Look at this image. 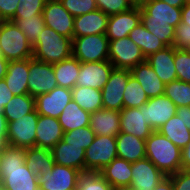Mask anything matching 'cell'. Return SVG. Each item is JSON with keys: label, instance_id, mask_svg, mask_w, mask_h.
Instances as JSON below:
<instances>
[{"label": "cell", "instance_id": "cell-1", "mask_svg": "<svg viewBox=\"0 0 190 190\" xmlns=\"http://www.w3.org/2000/svg\"><path fill=\"white\" fill-rule=\"evenodd\" d=\"M0 185L4 190H40L25 163V148L8 145L0 153Z\"/></svg>", "mask_w": 190, "mask_h": 190}, {"label": "cell", "instance_id": "cell-2", "mask_svg": "<svg viewBox=\"0 0 190 190\" xmlns=\"http://www.w3.org/2000/svg\"><path fill=\"white\" fill-rule=\"evenodd\" d=\"M145 148L146 158L166 176L182 170L181 149L157 130L146 139Z\"/></svg>", "mask_w": 190, "mask_h": 190}, {"label": "cell", "instance_id": "cell-3", "mask_svg": "<svg viewBox=\"0 0 190 190\" xmlns=\"http://www.w3.org/2000/svg\"><path fill=\"white\" fill-rule=\"evenodd\" d=\"M33 46V58L55 64L72 56V39L45 26Z\"/></svg>", "mask_w": 190, "mask_h": 190}, {"label": "cell", "instance_id": "cell-4", "mask_svg": "<svg viewBox=\"0 0 190 190\" xmlns=\"http://www.w3.org/2000/svg\"><path fill=\"white\" fill-rule=\"evenodd\" d=\"M0 52L10 61L33 58V46L15 22L4 21L0 25Z\"/></svg>", "mask_w": 190, "mask_h": 190}, {"label": "cell", "instance_id": "cell-5", "mask_svg": "<svg viewBox=\"0 0 190 190\" xmlns=\"http://www.w3.org/2000/svg\"><path fill=\"white\" fill-rule=\"evenodd\" d=\"M117 156L116 137L96 135L85 150V173H99Z\"/></svg>", "mask_w": 190, "mask_h": 190}, {"label": "cell", "instance_id": "cell-6", "mask_svg": "<svg viewBox=\"0 0 190 190\" xmlns=\"http://www.w3.org/2000/svg\"><path fill=\"white\" fill-rule=\"evenodd\" d=\"M72 55L80 62L108 60L109 40L106 34L73 37Z\"/></svg>", "mask_w": 190, "mask_h": 190}, {"label": "cell", "instance_id": "cell-7", "mask_svg": "<svg viewBox=\"0 0 190 190\" xmlns=\"http://www.w3.org/2000/svg\"><path fill=\"white\" fill-rule=\"evenodd\" d=\"M108 60L116 69L131 70L146 61L141 48L129 36L109 41Z\"/></svg>", "mask_w": 190, "mask_h": 190}, {"label": "cell", "instance_id": "cell-8", "mask_svg": "<svg viewBox=\"0 0 190 190\" xmlns=\"http://www.w3.org/2000/svg\"><path fill=\"white\" fill-rule=\"evenodd\" d=\"M38 119L39 114L35 109L19 119L8 122L6 134L8 145L25 149L35 147Z\"/></svg>", "mask_w": 190, "mask_h": 190}, {"label": "cell", "instance_id": "cell-9", "mask_svg": "<svg viewBox=\"0 0 190 190\" xmlns=\"http://www.w3.org/2000/svg\"><path fill=\"white\" fill-rule=\"evenodd\" d=\"M28 94L34 98L57 87L53 64L29 58Z\"/></svg>", "mask_w": 190, "mask_h": 190}, {"label": "cell", "instance_id": "cell-10", "mask_svg": "<svg viewBox=\"0 0 190 190\" xmlns=\"http://www.w3.org/2000/svg\"><path fill=\"white\" fill-rule=\"evenodd\" d=\"M81 172L75 168L55 164L53 169L37 177L40 190H76Z\"/></svg>", "mask_w": 190, "mask_h": 190}, {"label": "cell", "instance_id": "cell-11", "mask_svg": "<svg viewBox=\"0 0 190 190\" xmlns=\"http://www.w3.org/2000/svg\"><path fill=\"white\" fill-rule=\"evenodd\" d=\"M130 75L129 69H113L107 83L101 90L103 109L118 112L123 109V93Z\"/></svg>", "mask_w": 190, "mask_h": 190}, {"label": "cell", "instance_id": "cell-12", "mask_svg": "<svg viewBox=\"0 0 190 190\" xmlns=\"http://www.w3.org/2000/svg\"><path fill=\"white\" fill-rule=\"evenodd\" d=\"M42 15L47 27L73 40L75 17L63 7L59 0H46Z\"/></svg>", "mask_w": 190, "mask_h": 190}, {"label": "cell", "instance_id": "cell-13", "mask_svg": "<svg viewBox=\"0 0 190 190\" xmlns=\"http://www.w3.org/2000/svg\"><path fill=\"white\" fill-rule=\"evenodd\" d=\"M114 66L109 60L99 62H80L76 85L102 90Z\"/></svg>", "mask_w": 190, "mask_h": 190}, {"label": "cell", "instance_id": "cell-14", "mask_svg": "<svg viewBox=\"0 0 190 190\" xmlns=\"http://www.w3.org/2000/svg\"><path fill=\"white\" fill-rule=\"evenodd\" d=\"M71 100L72 89L57 86L51 92L35 98V109L39 115L58 119Z\"/></svg>", "mask_w": 190, "mask_h": 190}, {"label": "cell", "instance_id": "cell-15", "mask_svg": "<svg viewBox=\"0 0 190 190\" xmlns=\"http://www.w3.org/2000/svg\"><path fill=\"white\" fill-rule=\"evenodd\" d=\"M132 179L130 188L133 190H154L166 177L149 159L144 158L131 163Z\"/></svg>", "mask_w": 190, "mask_h": 190}, {"label": "cell", "instance_id": "cell-16", "mask_svg": "<svg viewBox=\"0 0 190 190\" xmlns=\"http://www.w3.org/2000/svg\"><path fill=\"white\" fill-rule=\"evenodd\" d=\"M182 7H173L162 0H153L140 7L141 22L168 23L174 28L181 23Z\"/></svg>", "mask_w": 190, "mask_h": 190}, {"label": "cell", "instance_id": "cell-17", "mask_svg": "<svg viewBox=\"0 0 190 190\" xmlns=\"http://www.w3.org/2000/svg\"><path fill=\"white\" fill-rule=\"evenodd\" d=\"M177 106L164 94L149 98L145 103L147 124L156 131L176 114Z\"/></svg>", "mask_w": 190, "mask_h": 190}, {"label": "cell", "instance_id": "cell-18", "mask_svg": "<svg viewBox=\"0 0 190 190\" xmlns=\"http://www.w3.org/2000/svg\"><path fill=\"white\" fill-rule=\"evenodd\" d=\"M145 120V104L139 108H123L120 111V132L146 140L154 130Z\"/></svg>", "mask_w": 190, "mask_h": 190}, {"label": "cell", "instance_id": "cell-19", "mask_svg": "<svg viewBox=\"0 0 190 190\" xmlns=\"http://www.w3.org/2000/svg\"><path fill=\"white\" fill-rule=\"evenodd\" d=\"M141 22L140 7L109 15L106 36L109 41L129 36V33Z\"/></svg>", "mask_w": 190, "mask_h": 190}, {"label": "cell", "instance_id": "cell-20", "mask_svg": "<svg viewBox=\"0 0 190 190\" xmlns=\"http://www.w3.org/2000/svg\"><path fill=\"white\" fill-rule=\"evenodd\" d=\"M64 135L57 118L39 115L36 125L35 147L51 150Z\"/></svg>", "mask_w": 190, "mask_h": 190}, {"label": "cell", "instance_id": "cell-21", "mask_svg": "<svg viewBox=\"0 0 190 190\" xmlns=\"http://www.w3.org/2000/svg\"><path fill=\"white\" fill-rule=\"evenodd\" d=\"M109 15L96 9L74 18L73 37L106 34Z\"/></svg>", "mask_w": 190, "mask_h": 190}, {"label": "cell", "instance_id": "cell-22", "mask_svg": "<svg viewBox=\"0 0 190 190\" xmlns=\"http://www.w3.org/2000/svg\"><path fill=\"white\" fill-rule=\"evenodd\" d=\"M52 157L57 165L68 166L85 173V149L64 141H59L51 149Z\"/></svg>", "mask_w": 190, "mask_h": 190}, {"label": "cell", "instance_id": "cell-23", "mask_svg": "<svg viewBox=\"0 0 190 190\" xmlns=\"http://www.w3.org/2000/svg\"><path fill=\"white\" fill-rule=\"evenodd\" d=\"M146 61L164 84L177 80L173 46H166L164 49L155 52L147 57Z\"/></svg>", "mask_w": 190, "mask_h": 190}, {"label": "cell", "instance_id": "cell-24", "mask_svg": "<svg viewBox=\"0 0 190 190\" xmlns=\"http://www.w3.org/2000/svg\"><path fill=\"white\" fill-rule=\"evenodd\" d=\"M90 127L95 135L116 137L120 133V112L99 109L91 113Z\"/></svg>", "mask_w": 190, "mask_h": 190}, {"label": "cell", "instance_id": "cell-25", "mask_svg": "<svg viewBox=\"0 0 190 190\" xmlns=\"http://www.w3.org/2000/svg\"><path fill=\"white\" fill-rule=\"evenodd\" d=\"M29 58L10 61L4 77L13 95L28 94Z\"/></svg>", "mask_w": 190, "mask_h": 190}, {"label": "cell", "instance_id": "cell-26", "mask_svg": "<svg viewBox=\"0 0 190 190\" xmlns=\"http://www.w3.org/2000/svg\"><path fill=\"white\" fill-rule=\"evenodd\" d=\"M130 71L131 75L143 87L148 98H154L164 94L165 84L147 61L138 64Z\"/></svg>", "mask_w": 190, "mask_h": 190}, {"label": "cell", "instance_id": "cell-27", "mask_svg": "<svg viewBox=\"0 0 190 190\" xmlns=\"http://www.w3.org/2000/svg\"><path fill=\"white\" fill-rule=\"evenodd\" d=\"M145 141L134 135L120 132L116 136L117 156L131 163L146 158Z\"/></svg>", "mask_w": 190, "mask_h": 190}, {"label": "cell", "instance_id": "cell-28", "mask_svg": "<svg viewBox=\"0 0 190 190\" xmlns=\"http://www.w3.org/2000/svg\"><path fill=\"white\" fill-rule=\"evenodd\" d=\"M99 173L114 189L129 187L132 179L131 162L116 157Z\"/></svg>", "mask_w": 190, "mask_h": 190}, {"label": "cell", "instance_id": "cell-29", "mask_svg": "<svg viewBox=\"0 0 190 190\" xmlns=\"http://www.w3.org/2000/svg\"><path fill=\"white\" fill-rule=\"evenodd\" d=\"M90 119L91 113L82 109L73 100L67 104L58 118L64 132L90 126Z\"/></svg>", "mask_w": 190, "mask_h": 190}, {"label": "cell", "instance_id": "cell-30", "mask_svg": "<svg viewBox=\"0 0 190 190\" xmlns=\"http://www.w3.org/2000/svg\"><path fill=\"white\" fill-rule=\"evenodd\" d=\"M129 38L141 48L145 58L166 47V45L157 36L151 33L142 22L130 31Z\"/></svg>", "mask_w": 190, "mask_h": 190}, {"label": "cell", "instance_id": "cell-31", "mask_svg": "<svg viewBox=\"0 0 190 190\" xmlns=\"http://www.w3.org/2000/svg\"><path fill=\"white\" fill-rule=\"evenodd\" d=\"M53 70L57 85L59 87L72 89L76 86L80 70V61L72 55L61 62L53 64Z\"/></svg>", "mask_w": 190, "mask_h": 190}, {"label": "cell", "instance_id": "cell-32", "mask_svg": "<svg viewBox=\"0 0 190 190\" xmlns=\"http://www.w3.org/2000/svg\"><path fill=\"white\" fill-rule=\"evenodd\" d=\"M185 122L179 118L177 114L172 116L157 131L170 139L181 150L190 141V129L184 124Z\"/></svg>", "mask_w": 190, "mask_h": 190}, {"label": "cell", "instance_id": "cell-33", "mask_svg": "<svg viewBox=\"0 0 190 190\" xmlns=\"http://www.w3.org/2000/svg\"><path fill=\"white\" fill-rule=\"evenodd\" d=\"M25 163L37 177L39 174H46L55 165L51 150L38 147L25 149Z\"/></svg>", "mask_w": 190, "mask_h": 190}, {"label": "cell", "instance_id": "cell-34", "mask_svg": "<svg viewBox=\"0 0 190 190\" xmlns=\"http://www.w3.org/2000/svg\"><path fill=\"white\" fill-rule=\"evenodd\" d=\"M72 100L89 113L103 108L101 90L92 87L76 85L72 88Z\"/></svg>", "mask_w": 190, "mask_h": 190}, {"label": "cell", "instance_id": "cell-35", "mask_svg": "<svg viewBox=\"0 0 190 190\" xmlns=\"http://www.w3.org/2000/svg\"><path fill=\"white\" fill-rule=\"evenodd\" d=\"M35 110V98L29 94L14 95L5 105L3 115L7 123L21 118Z\"/></svg>", "mask_w": 190, "mask_h": 190}, {"label": "cell", "instance_id": "cell-36", "mask_svg": "<svg viewBox=\"0 0 190 190\" xmlns=\"http://www.w3.org/2000/svg\"><path fill=\"white\" fill-rule=\"evenodd\" d=\"M10 21L16 23L32 45L37 41L39 34L46 26L43 15H34V17H13Z\"/></svg>", "mask_w": 190, "mask_h": 190}, {"label": "cell", "instance_id": "cell-37", "mask_svg": "<svg viewBox=\"0 0 190 190\" xmlns=\"http://www.w3.org/2000/svg\"><path fill=\"white\" fill-rule=\"evenodd\" d=\"M143 87L130 75L123 93V108H139L148 101Z\"/></svg>", "mask_w": 190, "mask_h": 190}, {"label": "cell", "instance_id": "cell-38", "mask_svg": "<svg viewBox=\"0 0 190 190\" xmlns=\"http://www.w3.org/2000/svg\"><path fill=\"white\" fill-rule=\"evenodd\" d=\"M164 95L167 96L177 107L190 106V83L177 79L165 84Z\"/></svg>", "mask_w": 190, "mask_h": 190}, {"label": "cell", "instance_id": "cell-39", "mask_svg": "<svg viewBox=\"0 0 190 190\" xmlns=\"http://www.w3.org/2000/svg\"><path fill=\"white\" fill-rule=\"evenodd\" d=\"M96 135L90 126L77 128L68 132H64L62 141L75 146H82L87 149L94 141Z\"/></svg>", "mask_w": 190, "mask_h": 190}, {"label": "cell", "instance_id": "cell-40", "mask_svg": "<svg viewBox=\"0 0 190 190\" xmlns=\"http://www.w3.org/2000/svg\"><path fill=\"white\" fill-rule=\"evenodd\" d=\"M76 190H114L100 173H82Z\"/></svg>", "mask_w": 190, "mask_h": 190}, {"label": "cell", "instance_id": "cell-41", "mask_svg": "<svg viewBox=\"0 0 190 190\" xmlns=\"http://www.w3.org/2000/svg\"><path fill=\"white\" fill-rule=\"evenodd\" d=\"M174 63L177 79L190 83V51L174 48Z\"/></svg>", "mask_w": 190, "mask_h": 190}, {"label": "cell", "instance_id": "cell-42", "mask_svg": "<svg viewBox=\"0 0 190 190\" xmlns=\"http://www.w3.org/2000/svg\"><path fill=\"white\" fill-rule=\"evenodd\" d=\"M143 25L166 46H173L175 28L168 23L142 22Z\"/></svg>", "mask_w": 190, "mask_h": 190}, {"label": "cell", "instance_id": "cell-43", "mask_svg": "<svg viewBox=\"0 0 190 190\" xmlns=\"http://www.w3.org/2000/svg\"><path fill=\"white\" fill-rule=\"evenodd\" d=\"M63 7L73 16H79L98 9L96 0H59Z\"/></svg>", "mask_w": 190, "mask_h": 190}, {"label": "cell", "instance_id": "cell-44", "mask_svg": "<svg viewBox=\"0 0 190 190\" xmlns=\"http://www.w3.org/2000/svg\"><path fill=\"white\" fill-rule=\"evenodd\" d=\"M46 0H19L14 17L42 15Z\"/></svg>", "mask_w": 190, "mask_h": 190}, {"label": "cell", "instance_id": "cell-45", "mask_svg": "<svg viewBox=\"0 0 190 190\" xmlns=\"http://www.w3.org/2000/svg\"><path fill=\"white\" fill-rule=\"evenodd\" d=\"M99 10L107 15L128 11L134 7L128 0H96Z\"/></svg>", "mask_w": 190, "mask_h": 190}, {"label": "cell", "instance_id": "cell-46", "mask_svg": "<svg viewBox=\"0 0 190 190\" xmlns=\"http://www.w3.org/2000/svg\"><path fill=\"white\" fill-rule=\"evenodd\" d=\"M173 47L175 49L190 48V25L179 23L175 28Z\"/></svg>", "mask_w": 190, "mask_h": 190}, {"label": "cell", "instance_id": "cell-47", "mask_svg": "<svg viewBox=\"0 0 190 190\" xmlns=\"http://www.w3.org/2000/svg\"><path fill=\"white\" fill-rule=\"evenodd\" d=\"M169 177L172 179L174 190H190V170H180Z\"/></svg>", "mask_w": 190, "mask_h": 190}, {"label": "cell", "instance_id": "cell-48", "mask_svg": "<svg viewBox=\"0 0 190 190\" xmlns=\"http://www.w3.org/2000/svg\"><path fill=\"white\" fill-rule=\"evenodd\" d=\"M19 0H0V15L4 21H9L15 16Z\"/></svg>", "mask_w": 190, "mask_h": 190}, {"label": "cell", "instance_id": "cell-49", "mask_svg": "<svg viewBox=\"0 0 190 190\" xmlns=\"http://www.w3.org/2000/svg\"><path fill=\"white\" fill-rule=\"evenodd\" d=\"M13 93L9 90L6 81L0 80V113H3L5 105L12 99Z\"/></svg>", "mask_w": 190, "mask_h": 190}, {"label": "cell", "instance_id": "cell-50", "mask_svg": "<svg viewBox=\"0 0 190 190\" xmlns=\"http://www.w3.org/2000/svg\"><path fill=\"white\" fill-rule=\"evenodd\" d=\"M181 163H182V170H190V141L181 150Z\"/></svg>", "mask_w": 190, "mask_h": 190}, {"label": "cell", "instance_id": "cell-51", "mask_svg": "<svg viewBox=\"0 0 190 190\" xmlns=\"http://www.w3.org/2000/svg\"><path fill=\"white\" fill-rule=\"evenodd\" d=\"M176 114L185 122L184 124L187 126V128L190 129V106L177 107Z\"/></svg>", "mask_w": 190, "mask_h": 190}, {"label": "cell", "instance_id": "cell-52", "mask_svg": "<svg viewBox=\"0 0 190 190\" xmlns=\"http://www.w3.org/2000/svg\"><path fill=\"white\" fill-rule=\"evenodd\" d=\"M154 190H174L172 179L166 176L155 188Z\"/></svg>", "mask_w": 190, "mask_h": 190}, {"label": "cell", "instance_id": "cell-53", "mask_svg": "<svg viewBox=\"0 0 190 190\" xmlns=\"http://www.w3.org/2000/svg\"><path fill=\"white\" fill-rule=\"evenodd\" d=\"M181 23L190 25V3L182 6Z\"/></svg>", "mask_w": 190, "mask_h": 190}, {"label": "cell", "instance_id": "cell-54", "mask_svg": "<svg viewBox=\"0 0 190 190\" xmlns=\"http://www.w3.org/2000/svg\"><path fill=\"white\" fill-rule=\"evenodd\" d=\"M9 61L5 59L3 56H0V80L4 79L7 68H8Z\"/></svg>", "mask_w": 190, "mask_h": 190}, {"label": "cell", "instance_id": "cell-55", "mask_svg": "<svg viewBox=\"0 0 190 190\" xmlns=\"http://www.w3.org/2000/svg\"><path fill=\"white\" fill-rule=\"evenodd\" d=\"M6 134L7 130H0V153L8 146Z\"/></svg>", "mask_w": 190, "mask_h": 190}, {"label": "cell", "instance_id": "cell-56", "mask_svg": "<svg viewBox=\"0 0 190 190\" xmlns=\"http://www.w3.org/2000/svg\"><path fill=\"white\" fill-rule=\"evenodd\" d=\"M162 1L173 7H182L185 4L184 0H162Z\"/></svg>", "mask_w": 190, "mask_h": 190}, {"label": "cell", "instance_id": "cell-57", "mask_svg": "<svg viewBox=\"0 0 190 190\" xmlns=\"http://www.w3.org/2000/svg\"><path fill=\"white\" fill-rule=\"evenodd\" d=\"M7 120L5 118V116L3 115V113H0V130H7Z\"/></svg>", "mask_w": 190, "mask_h": 190}, {"label": "cell", "instance_id": "cell-58", "mask_svg": "<svg viewBox=\"0 0 190 190\" xmlns=\"http://www.w3.org/2000/svg\"><path fill=\"white\" fill-rule=\"evenodd\" d=\"M153 0H136V7H142L145 3Z\"/></svg>", "mask_w": 190, "mask_h": 190}, {"label": "cell", "instance_id": "cell-59", "mask_svg": "<svg viewBox=\"0 0 190 190\" xmlns=\"http://www.w3.org/2000/svg\"><path fill=\"white\" fill-rule=\"evenodd\" d=\"M114 190H133L130 187L115 188Z\"/></svg>", "mask_w": 190, "mask_h": 190}, {"label": "cell", "instance_id": "cell-60", "mask_svg": "<svg viewBox=\"0 0 190 190\" xmlns=\"http://www.w3.org/2000/svg\"><path fill=\"white\" fill-rule=\"evenodd\" d=\"M133 6H136V0H128Z\"/></svg>", "mask_w": 190, "mask_h": 190}, {"label": "cell", "instance_id": "cell-61", "mask_svg": "<svg viewBox=\"0 0 190 190\" xmlns=\"http://www.w3.org/2000/svg\"><path fill=\"white\" fill-rule=\"evenodd\" d=\"M4 22V19L0 15V25Z\"/></svg>", "mask_w": 190, "mask_h": 190}, {"label": "cell", "instance_id": "cell-62", "mask_svg": "<svg viewBox=\"0 0 190 190\" xmlns=\"http://www.w3.org/2000/svg\"><path fill=\"white\" fill-rule=\"evenodd\" d=\"M185 4L190 3V0H184Z\"/></svg>", "mask_w": 190, "mask_h": 190}]
</instances>
